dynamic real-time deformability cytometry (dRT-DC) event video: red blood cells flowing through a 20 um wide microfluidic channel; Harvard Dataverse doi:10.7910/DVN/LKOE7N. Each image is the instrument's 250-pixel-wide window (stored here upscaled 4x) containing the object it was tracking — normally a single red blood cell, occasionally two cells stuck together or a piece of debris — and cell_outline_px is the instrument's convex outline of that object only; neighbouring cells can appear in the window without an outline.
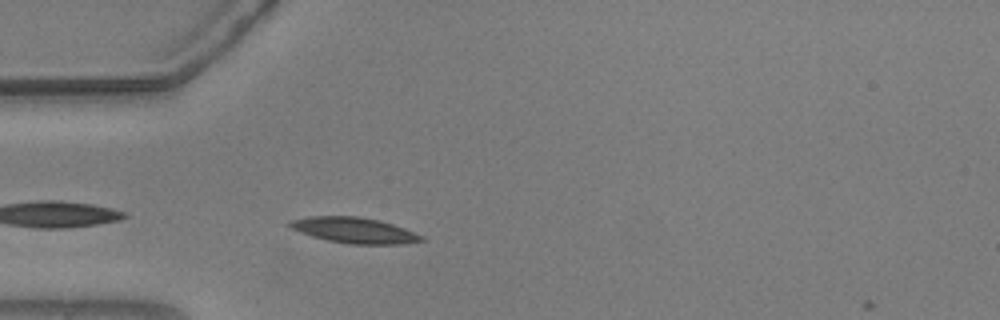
{"species": "common noctule bat (a hibernating species)", "species_latin": "Nyctalus noctula", "temperature_condition": "warm", "stored_images_in_passage": 3, "camera_frame_rate_fps": 3000, "um_per_image_px": 0.085, "animal": {"sex": "male", "body_mass_g": 20.5, "forearm_length_mm": 52.5}, "frame": {"image": 1, "passage_image": 2, "time_ms": 0.333, "image_size_px": [1000, 320], "cell_outline_px": [[424, 240], [400, 244], [348, 244], [328, 240], [312, 236], [300, 232], [284, 224], [288, 220], [312, 216], [356, 216], [380, 220], [404, 228], [424, 236]], "centroid_in_image_um": [30.07, 19.56], "position_along_channel_um": 54.9, "area_um2": 19.71}}